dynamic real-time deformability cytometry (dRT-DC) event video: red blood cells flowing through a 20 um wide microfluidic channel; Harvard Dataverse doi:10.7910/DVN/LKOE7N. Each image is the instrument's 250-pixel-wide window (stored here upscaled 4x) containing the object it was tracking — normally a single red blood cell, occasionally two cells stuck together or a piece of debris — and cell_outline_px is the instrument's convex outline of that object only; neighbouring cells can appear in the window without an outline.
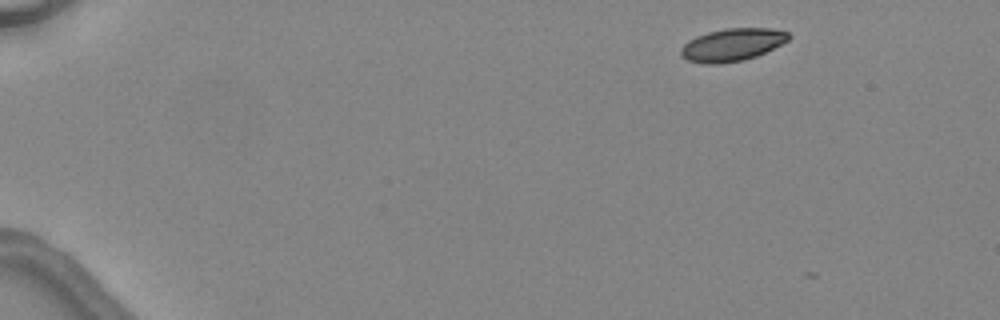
{"species": "common noctule bat (a hibernating species)", "species_latin": "Nyctalus noctula", "temperature_condition": "warm", "stored_images_in_passage": 2, "camera_frame_rate_fps": 3000, "um_per_image_px": 0.085, "animal": {"sex": "female", "body_mass_g": 24.6, "forearm_length_mm": 56.2}, "frame": {"image": 1, "passage_image": 1, "time_ms": 0.0, "image_size_px": [1000, 320], "cell_outline_px": [[792, 36], [788, 40], [756, 56], [744, 60], [720, 64], [704, 64], [688, 60], [680, 56], [680, 48], [688, 40], [696, 36], [708, 32], [724, 28], [772, 28], [788, 32]], "centroid_in_image_um": [62.2, 3.8], "position_along_channel_um": 22.8, "area_um2": 20.58}}